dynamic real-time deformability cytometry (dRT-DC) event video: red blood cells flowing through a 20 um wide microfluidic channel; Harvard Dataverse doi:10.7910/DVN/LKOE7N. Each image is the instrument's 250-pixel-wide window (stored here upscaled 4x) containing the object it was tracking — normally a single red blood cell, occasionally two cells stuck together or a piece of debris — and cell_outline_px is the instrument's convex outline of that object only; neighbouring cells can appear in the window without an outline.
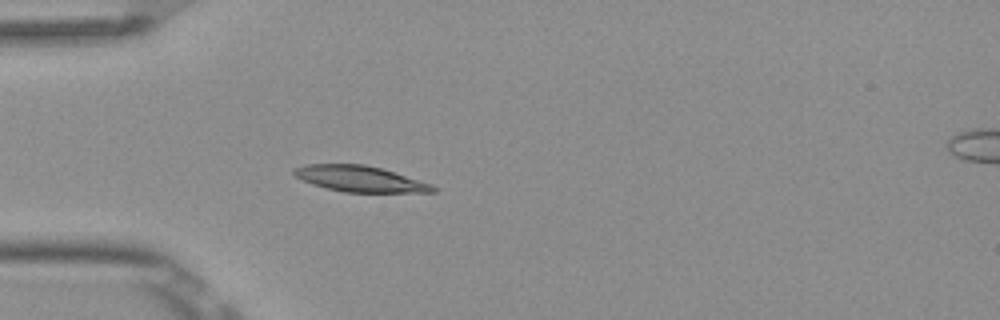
{"species": "Egyptian fruit bat (a non-hibernating species)", "species_latin": "Rousettus aegyptiacus", "temperature_condition": "room temperature", "stored_images_in_passage": 5, "camera_frame_rate_fps": 3000, "um_per_image_px": 0.085, "frame": {"image": 1, "passage_image": 5, "time_ms": 1.333, "image_size_px": [1000, 320], "cell_outline_px": [[436, 192], [344, 192], [312, 184], [296, 176], [292, 172], [292, 168], [304, 164], [364, 164], [380, 168], [432, 184], [436, 188]], "centroid_in_image_um": [30.57, 15.19], "position_along_channel_um": 54.4, "area_um2": 20.75}}